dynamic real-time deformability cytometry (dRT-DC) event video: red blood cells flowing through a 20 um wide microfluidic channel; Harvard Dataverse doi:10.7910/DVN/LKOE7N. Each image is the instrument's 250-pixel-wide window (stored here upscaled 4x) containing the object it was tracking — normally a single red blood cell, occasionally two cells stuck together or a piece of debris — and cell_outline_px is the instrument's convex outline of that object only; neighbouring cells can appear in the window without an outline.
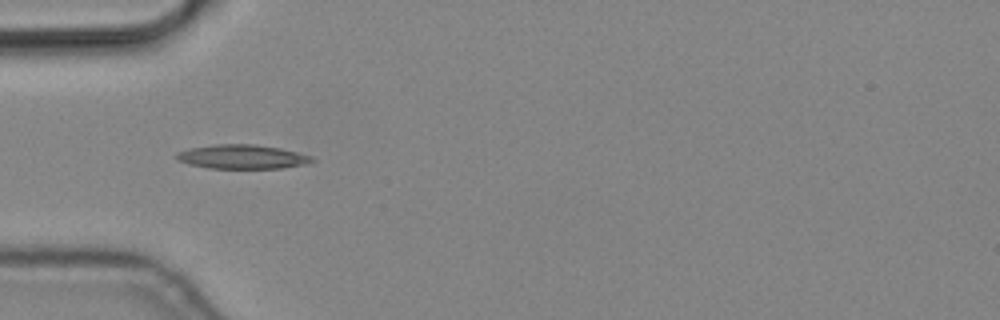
{"species": "common noctule bat (a hibernating species)", "species_latin": "Nyctalus noctula", "temperature_condition": "cold", "stored_images_in_passage": 4, "camera_frame_rate_fps": 3000, "um_per_image_px": 0.085, "animal": {"sex": "male", "body_mass_g": 19.2, "forearm_length_mm": 51.8}, "frame": {"image": 1, "passage_image": 3, "time_ms": 0.667, "image_size_px": [1000, 320], "cell_outline_px": [[316, 160], [304, 164], [280, 168], [208, 168], [188, 164], [176, 160], [176, 152], [188, 148], [216, 144], [256, 144], [280, 148], [312, 156]], "centroid_in_image_um": [20.54, 13.32], "position_along_channel_um": 64.5, "area_um2": 19.07}}
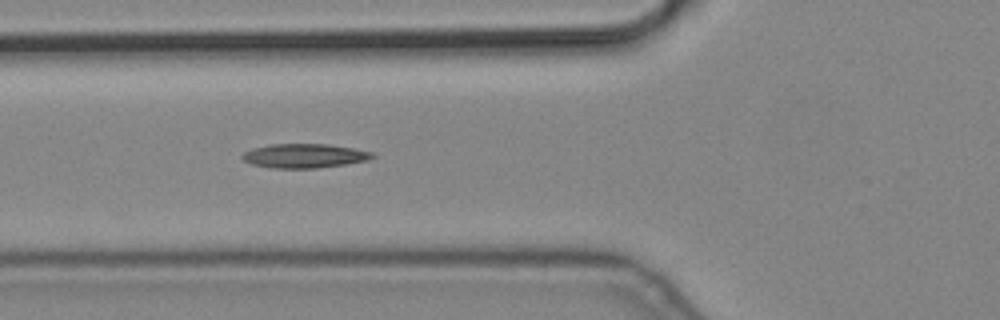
{"frame": {"image": 2, "passage_image": 4, "time_ms": 1.0, "image_size_px": [1000, 320], "cell_outline_px": [[376, 156], [368, 160], [348, 164], [316, 168], [272, 168], [252, 164], [244, 160], [240, 156], [244, 152], [252, 148], [272, 144], [328, 144], [352, 148], [372, 152]], "centroid_in_image_um": [25.88, 13.24], "position_along_channel_um": 99.9, "area_um2": 18.32}}